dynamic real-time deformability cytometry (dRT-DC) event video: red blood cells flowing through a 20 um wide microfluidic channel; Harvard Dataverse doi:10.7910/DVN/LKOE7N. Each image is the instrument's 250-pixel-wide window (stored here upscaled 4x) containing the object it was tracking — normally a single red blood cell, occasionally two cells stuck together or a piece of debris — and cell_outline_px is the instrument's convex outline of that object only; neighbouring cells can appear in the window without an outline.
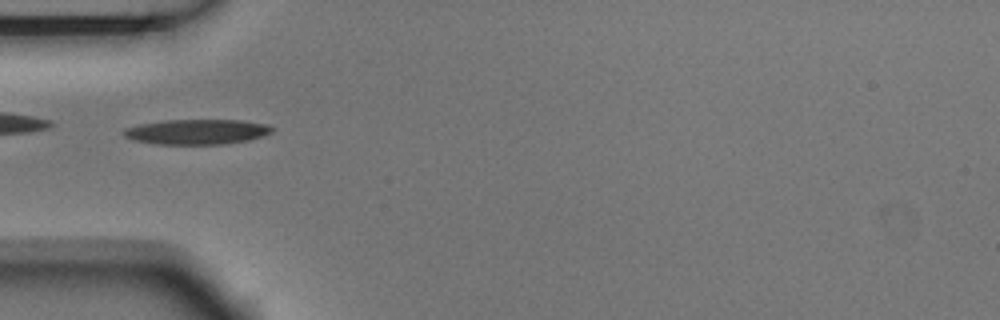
{"species": "Egyptian fruit bat (a non-hibernating species)", "species_latin": "Rousettus aegyptiacus", "temperature_condition": "room temperature", "stored_images_in_passage": 6, "camera_frame_rate_fps": 3000, "um_per_image_px": 0.085, "animal": {"sex": "male"}, "frame": {"image": 1, "passage_image": 4, "time_ms": 1.0, "image_size_px": [1000, 320], "cell_outline_px": [[276, 128], [272, 132], [264, 136], [248, 140], [224, 144], [156, 144], [132, 140], [124, 136], [120, 132], [124, 128], [140, 124], [164, 120], [240, 120], [268, 124]], "centroid_in_image_um": [16.73, 11.2], "position_along_channel_um": 68.3, "area_um2": 21.96}}
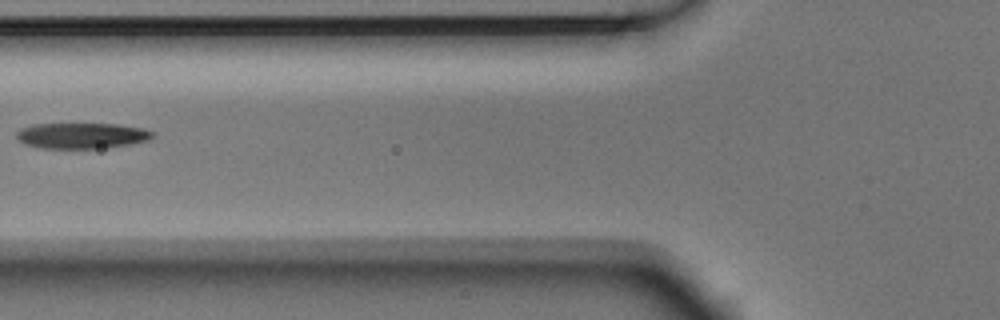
{"frame": {"image": 2, "passage_image": 5, "time_ms": 1.333, "image_size_px": [1000, 320], "cell_outline_px": [[156, 136], [148, 140], [132, 144], [96, 148], [40, 148], [24, 144], [16, 136], [16, 132], [20, 128], [36, 124], [116, 124], [144, 128], [152, 132]], "centroid_in_image_um": [6.95, 11.53], "position_along_channel_um": 118.8, "area_um2": 20.35}}
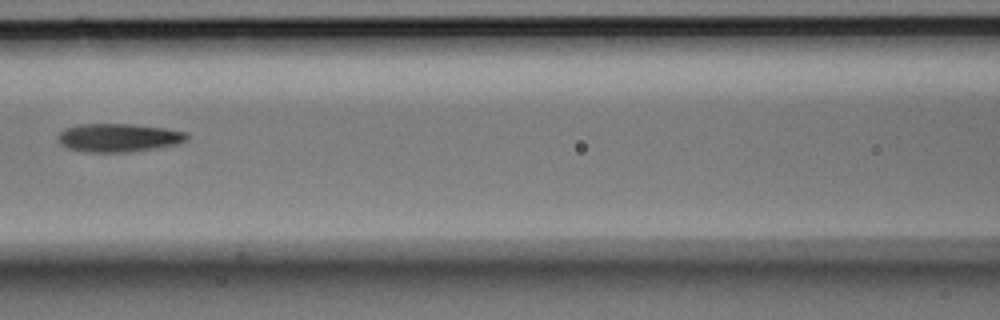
{"frame": {"image": 3, "passage_image": 6, "time_ms": 1.667, "image_size_px": [1000, 320], "cell_outline_px": [[188, 140], [176, 144], [156, 148], [128, 152], [84, 152], [68, 148], [60, 144], [56, 140], [56, 136], [64, 128], [80, 124], [132, 124], [164, 128], [184, 132], [188, 136]], "centroid_in_image_um": [10.01, 11.7], "position_along_channel_um": 156.6, "area_um2": 21.39}}